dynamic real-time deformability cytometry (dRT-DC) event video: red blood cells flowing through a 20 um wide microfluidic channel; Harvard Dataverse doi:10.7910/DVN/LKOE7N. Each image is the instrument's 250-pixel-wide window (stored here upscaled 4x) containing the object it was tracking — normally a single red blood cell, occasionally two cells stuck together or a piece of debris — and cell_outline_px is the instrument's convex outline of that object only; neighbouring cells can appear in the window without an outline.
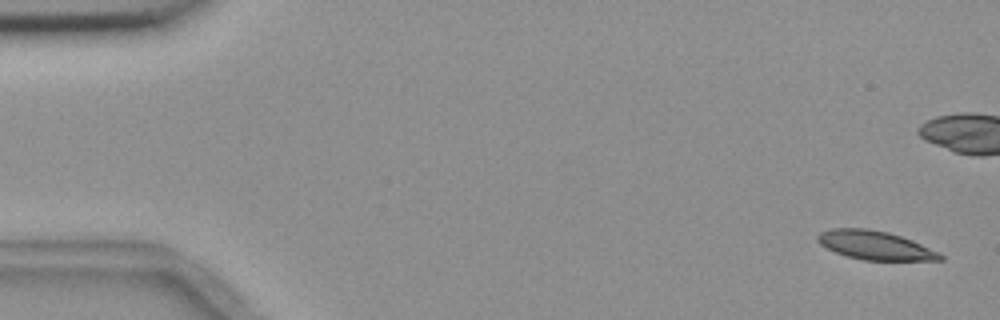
{"species": "common noctule bat (a hibernating species)", "species_latin": "Nyctalus noctula", "temperature_condition": "room temperature", "stored_images_in_passage": 4, "camera_frame_rate_fps": 3000, "um_per_image_px": 0.085, "animal": {"sex": "female", "body_mass_g": 18.4}, "frame": {"image": 1, "passage_image": 1, "time_ms": 0.0, "image_size_px": [1000, 320], "cell_outline_px": [[944, 260], [864, 260], [848, 256], [836, 252], [820, 244], [816, 240], [816, 236], [820, 232], [832, 228], [864, 228], [888, 232], [912, 240], [940, 252], [944, 256]], "centroid_in_image_um": [74.39, 20.85], "position_along_channel_um": 10.6, "area_um2": 20.46}}